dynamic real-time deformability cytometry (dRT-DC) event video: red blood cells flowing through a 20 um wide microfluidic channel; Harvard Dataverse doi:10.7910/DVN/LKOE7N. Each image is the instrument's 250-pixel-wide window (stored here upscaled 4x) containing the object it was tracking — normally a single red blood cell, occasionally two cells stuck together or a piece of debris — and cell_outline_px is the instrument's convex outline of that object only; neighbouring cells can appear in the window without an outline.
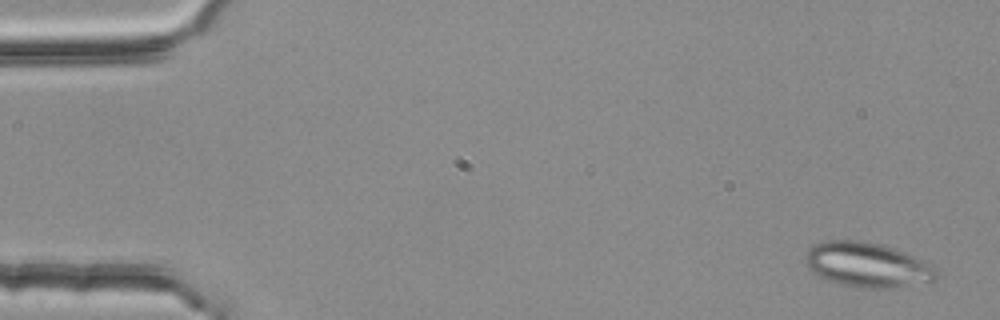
{"species": "common noctule bat (a hibernating species)", "species_latin": "Nyctalus noctula", "temperature_condition": "room temperature", "stored_images_in_passage": 4, "camera_frame_rate_fps": 3000, "um_per_image_px": 0.085, "animal": {"sex": "female", "body_mass_g": 25.1}, "frame": {"image": 1, "passage_image": 1, "time_ms": 0.0, "image_size_px": [1000, 320], "cell_outline_px": [[936, 280], [928, 284], [892, 288], [864, 288], [840, 284], [820, 276], [812, 272], [808, 268], [804, 260], [808, 252], [816, 244], [828, 240], [864, 240], [880, 244], [904, 252], [924, 260], [932, 264], [936, 268]], "centroid_in_image_um": [73.79, 22.53], "position_along_channel_um": 11.2, "area_um2": 34.33}}
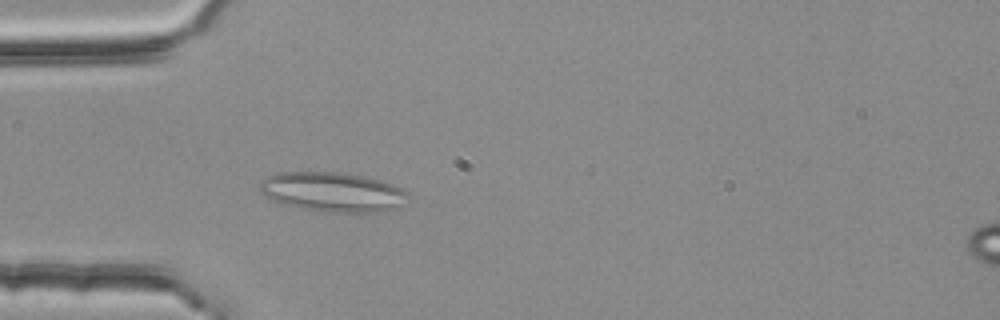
{"frame": {"image": 2, "passage_image": 4, "time_ms": 1.0, "image_size_px": [1000, 320], "cell_outline_px": [[412, 196], [404, 204], [396, 208], [384, 212], [320, 212], [300, 208], [284, 204], [264, 196], [260, 192], [260, 184], [268, 176], [280, 172], [340, 172], [364, 176], [380, 180], [392, 184], [408, 192]], "centroid_in_image_um": [28.33, 16.33], "position_along_channel_um": 56.7, "area_um2": 34.45}}